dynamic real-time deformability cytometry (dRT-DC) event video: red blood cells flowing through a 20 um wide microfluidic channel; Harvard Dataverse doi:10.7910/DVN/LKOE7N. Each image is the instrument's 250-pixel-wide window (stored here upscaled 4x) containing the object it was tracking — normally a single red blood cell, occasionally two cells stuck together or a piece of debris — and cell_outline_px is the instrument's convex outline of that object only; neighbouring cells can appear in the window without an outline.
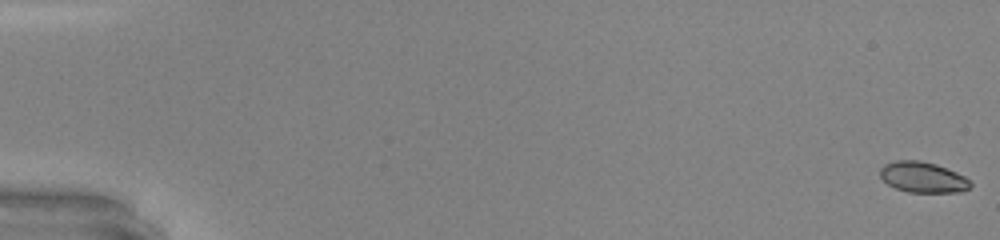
{"species": "common noctule bat (a hibernating species)", "species_latin": "Nyctalus noctula", "temperature_condition": "warm", "stored_images_in_passage": 49, "camera_frame_rate_fps": 3000, "um_per_image_px": 0.085, "animal": {"sex": "male", "body_mass_g": 20.0, "forearm_length_mm": 53.3}, "frame": {"image": 1, "passage_image": 1, "time_ms": 0.0, "image_size_px": [1000, 240], "cell_outline_px": [[972, 184], [968, 188], [960, 192], [908, 192], [896, 188], [888, 184], [880, 176], [880, 168], [884, 164], [896, 160], [920, 160], [936, 164], [956, 172], [964, 176]], "centroid_in_image_um": [78.42, 15.05], "position_along_channel_um": 6.6, "area_um2": 16.07}}
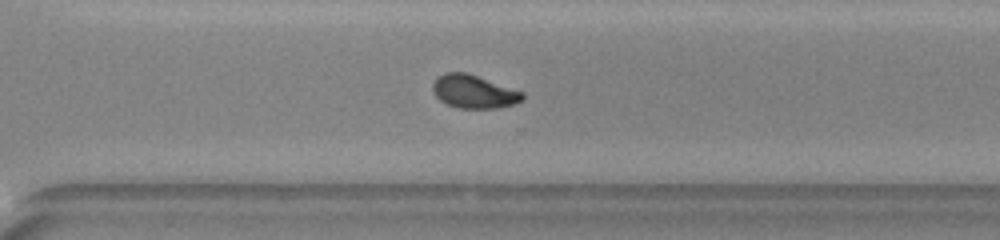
{"frame": {"image": 2, "passage_image": 36, "time_ms": 11.667, "image_size_px": [1000, 240], "cell_outline_px": [[524, 100], [512, 104], [496, 108], [460, 108], [448, 104], [440, 100], [432, 92], [432, 84], [444, 72], [468, 72], [524, 92]], "centroid_in_image_um": [40.28, 7.77], "position_along_channel_um": 330.3, "area_um2": 17.4}}
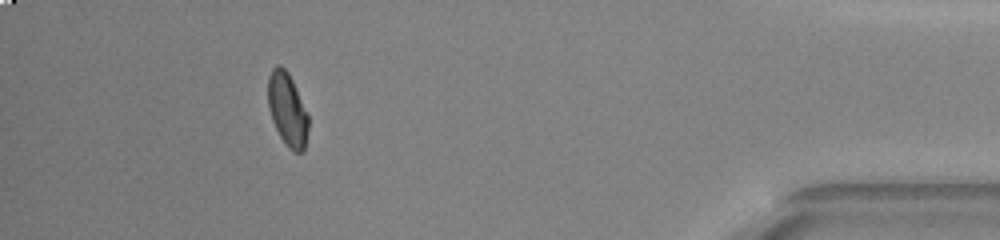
{"frame": {"image": 3, "passage_image": 45, "time_ms": 14.667, "image_size_px": [1000, 240], "cell_outline_px": [[308, 128], [304, 148], [300, 152], [292, 152], [288, 148], [280, 136], [272, 120], [268, 108], [268, 76], [272, 68], [276, 64], [280, 64], [288, 72], [292, 80], [308, 116]], "centroid_in_image_um": [24.4, 9.29], "position_along_channel_um": 410.8, "area_um2": 17.05}, "authors_computed_cell_mechanics": {"area_um2": 17.34, "velocity_mm_per_s": 4.3635, "shape_relaxation_time_tau1_ms": 5.8059, "shape_relaxation_time_tau2_ms": 0.8416, "deformation_change_tau1": 0.1538, "deformation_change_tau2": 0.0426}}